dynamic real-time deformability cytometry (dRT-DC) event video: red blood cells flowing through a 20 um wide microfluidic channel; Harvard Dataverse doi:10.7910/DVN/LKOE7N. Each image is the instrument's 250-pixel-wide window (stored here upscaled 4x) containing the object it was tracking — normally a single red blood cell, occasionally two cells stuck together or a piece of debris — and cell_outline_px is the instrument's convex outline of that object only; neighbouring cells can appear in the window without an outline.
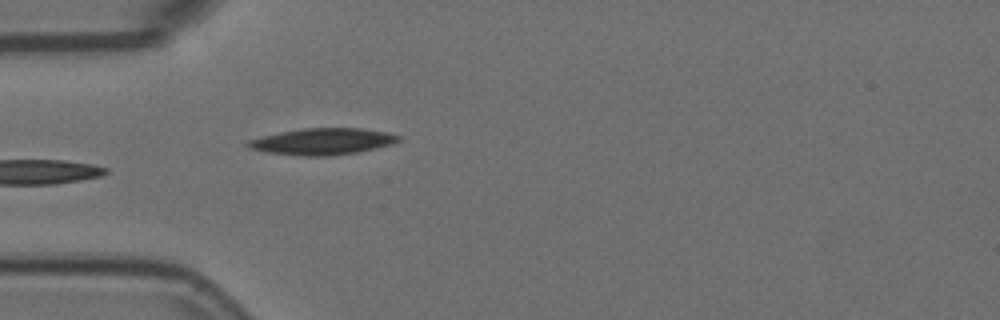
{"species": "Egyptian fruit bat (a non-hibernating species)", "species_latin": "Rousettus aegyptiacus", "temperature_condition": "room temperature", "stored_images_in_passage": 5, "camera_frame_rate_fps": 3000, "um_per_image_px": 0.085, "animal": {"sex": "female"}, "frame": {"image": 1, "passage_image": 5, "time_ms": 1.333, "image_size_px": [1000, 320], "cell_outline_px": [[400, 140], [392, 144], [376, 148], [356, 152], [328, 156], [308, 156], [264, 152], [248, 148], [244, 144], [248, 140], [280, 132], [300, 128], [360, 128], [388, 132], [400, 136]], "centroid_in_image_um": [27.4, 12.02], "position_along_channel_um": 57.6, "area_um2": 23.24}}